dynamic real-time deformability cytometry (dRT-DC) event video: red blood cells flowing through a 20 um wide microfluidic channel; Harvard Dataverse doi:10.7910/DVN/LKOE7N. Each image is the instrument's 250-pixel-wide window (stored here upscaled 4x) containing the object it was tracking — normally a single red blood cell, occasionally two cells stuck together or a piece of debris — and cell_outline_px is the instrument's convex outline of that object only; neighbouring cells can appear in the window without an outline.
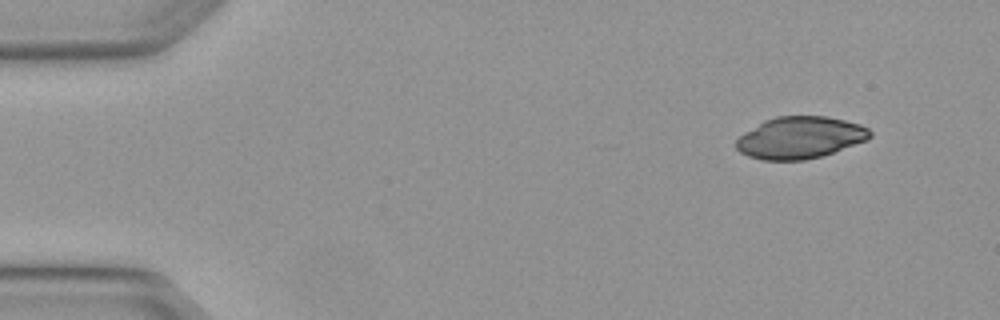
{"species": "Egyptian fruit bat (a non-hibernating species)", "species_latin": "Rousettus aegyptiacus", "temperature_condition": "warm", "stored_images_in_passage": 3, "camera_frame_rate_fps": 3000, "um_per_image_px": 0.085, "animal": {"sex": "female"}, "frame": {"image": 1, "passage_image": 1, "time_ms": 0.0, "image_size_px": [1000, 320], "cell_outline_px": [[872, 136], [868, 140], [820, 156], [804, 160], [764, 160], [748, 156], [740, 152], [736, 148], [736, 140], [744, 132], [764, 120], [776, 116], [828, 116], [860, 124], [868, 128], [872, 132]], "centroid_in_image_um": [68.0, 11.69], "position_along_channel_um": 17.0, "area_um2": 32.66}}